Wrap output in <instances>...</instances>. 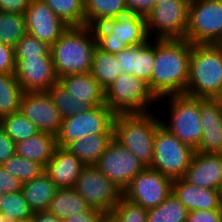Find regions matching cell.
<instances>
[{
  "label": "cell",
  "mask_w": 222,
  "mask_h": 222,
  "mask_svg": "<svg viewBox=\"0 0 222 222\" xmlns=\"http://www.w3.org/2000/svg\"><path fill=\"white\" fill-rule=\"evenodd\" d=\"M155 62L150 90L158 100L184 94L188 85L192 44L185 39H154Z\"/></svg>",
  "instance_id": "6da1fadb"
},
{
  "label": "cell",
  "mask_w": 222,
  "mask_h": 222,
  "mask_svg": "<svg viewBox=\"0 0 222 222\" xmlns=\"http://www.w3.org/2000/svg\"><path fill=\"white\" fill-rule=\"evenodd\" d=\"M95 47L96 38L91 27L70 26L51 46L57 77L89 73Z\"/></svg>",
  "instance_id": "7a4b0ae2"
},
{
  "label": "cell",
  "mask_w": 222,
  "mask_h": 222,
  "mask_svg": "<svg viewBox=\"0 0 222 222\" xmlns=\"http://www.w3.org/2000/svg\"><path fill=\"white\" fill-rule=\"evenodd\" d=\"M222 85V44H193L185 94L213 99Z\"/></svg>",
  "instance_id": "3957f363"
},
{
  "label": "cell",
  "mask_w": 222,
  "mask_h": 222,
  "mask_svg": "<svg viewBox=\"0 0 222 222\" xmlns=\"http://www.w3.org/2000/svg\"><path fill=\"white\" fill-rule=\"evenodd\" d=\"M161 119L150 112L115 115L114 139L126 147L145 166L153 161L154 137Z\"/></svg>",
  "instance_id": "277c9868"
},
{
  "label": "cell",
  "mask_w": 222,
  "mask_h": 222,
  "mask_svg": "<svg viewBox=\"0 0 222 222\" xmlns=\"http://www.w3.org/2000/svg\"><path fill=\"white\" fill-rule=\"evenodd\" d=\"M96 46L110 54H116L126 47L138 46L149 40L146 19L134 13L109 19L91 27Z\"/></svg>",
  "instance_id": "5b68a950"
},
{
  "label": "cell",
  "mask_w": 222,
  "mask_h": 222,
  "mask_svg": "<svg viewBox=\"0 0 222 222\" xmlns=\"http://www.w3.org/2000/svg\"><path fill=\"white\" fill-rule=\"evenodd\" d=\"M154 101V102H153ZM159 101L144 80L129 74L119 77L105 90V104L116 114L151 112L148 105Z\"/></svg>",
  "instance_id": "8992f818"
},
{
  "label": "cell",
  "mask_w": 222,
  "mask_h": 222,
  "mask_svg": "<svg viewBox=\"0 0 222 222\" xmlns=\"http://www.w3.org/2000/svg\"><path fill=\"white\" fill-rule=\"evenodd\" d=\"M194 152L191 146L183 143L160 124L155 132L153 161L149 168L171 179L182 178Z\"/></svg>",
  "instance_id": "52a82bcc"
},
{
  "label": "cell",
  "mask_w": 222,
  "mask_h": 222,
  "mask_svg": "<svg viewBox=\"0 0 222 222\" xmlns=\"http://www.w3.org/2000/svg\"><path fill=\"white\" fill-rule=\"evenodd\" d=\"M185 40L222 44V0H190Z\"/></svg>",
  "instance_id": "ba28073f"
},
{
  "label": "cell",
  "mask_w": 222,
  "mask_h": 222,
  "mask_svg": "<svg viewBox=\"0 0 222 222\" xmlns=\"http://www.w3.org/2000/svg\"><path fill=\"white\" fill-rule=\"evenodd\" d=\"M166 97H170L171 116L169 123L161 120V125L196 150L202 137L200 98L185 93Z\"/></svg>",
  "instance_id": "9c48e42d"
},
{
  "label": "cell",
  "mask_w": 222,
  "mask_h": 222,
  "mask_svg": "<svg viewBox=\"0 0 222 222\" xmlns=\"http://www.w3.org/2000/svg\"><path fill=\"white\" fill-rule=\"evenodd\" d=\"M115 113L106 105L94 106L62 119L61 128L56 136L57 146L66 148L71 142L97 133H114Z\"/></svg>",
  "instance_id": "30bf717a"
},
{
  "label": "cell",
  "mask_w": 222,
  "mask_h": 222,
  "mask_svg": "<svg viewBox=\"0 0 222 222\" xmlns=\"http://www.w3.org/2000/svg\"><path fill=\"white\" fill-rule=\"evenodd\" d=\"M189 3L190 0H170L155 4L145 18L149 37L157 31L155 39H185Z\"/></svg>",
  "instance_id": "8fae6325"
},
{
  "label": "cell",
  "mask_w": 222,
  "mask_h": 222,
  "mask_svg": "<svg viewBox=\"0 0 222 222\" xmlns=\"http://www.w3.org/2000/svg\"><path fill=\"white\" fill-rule=\"evenodd\" d=\"M89 205L103 214H111L123 192L111 182L95 165L82 169L74 187Z\"/></svg>",
  "instance_id": "7c38bea8"
},
{
  "label": "cell",
  "mask_w": 222,
  "mask_h": 222,
  "mask_svg": "<svg viewBox=\"0 0 222 222\" xmlns=\"http://www.w3.org/2000/svg\"><path fill=\"white\" fill-rule=\"evenodd\" d=\"M173 179L161 172L145 167L123 191L130 202L150 209L158 206L172 193Z\"/></svg>",
  "instance_id": "4fadbf2b"
},
{
  "label": "cell",
  "mask_w": 222,
  "mask_h": 222,
  "mask_svg": "<svg viewBox=\"0 0 222 222\" xmlns=\"http://www.w3.org/2000/svg\"><path fill=\"white\" fill-rule=\"evenodd\" d=\"M95 166L122 192L145 168L133 153L114 138Z\"/></svg>",
  "instance_id": "5bb4252c"
},
{
  "label": "cell",
  "mask_w": 222,
  "mask_h": 222,
  "mask_svg": "<svg viewBox=\"0 0 222 222\" xmlns=\"http://www.w3.org/2000/svg\"><path fill=\"white\" fill-rule=\"evenodd\" d=\"M26 33L52 46L70 27L42 0H31L24 13Z\"/></svg>",
  "instance_id": "9a60e30c"
},
{
  "label": "cell",
  "mask_w": 222,
  "mask_h": 222,
  "mask_svg": "<svg viewBox=\"0 0 222 222\" xmlns=\"http://www.w3.org/2000/svg\"><path fill=\"white\" fill-rule=\"evenodd\" d=\"M20 111L40 132L58 135L63 118L48 92H23Z\"/></svg>",
  "instance_id": "2e32d148"
},
{
  "label": "cell",
  "mask_w": 222,
  "mask_h": 222,
  "mask_svg": "<svg viewBox=\"0 0 222 222\" xmlns=\"http://www.w3.org/2000/svg\"><path fill=\"white\" fill-rule=\"evenodd\" d=\"M14 74L23 92H47L59 79L52 56L24 57L15 64Z\"/></svg>",
  "instance_id": "e0dca14e"
},
{
  "label": "cell",
  "mask_w": 222,
  "mask_h": 222,
  "mask_svg": "<svg viewBox=\"0 0 222 222\" xmlns=\"http://www.w3.org/2000/svg\"><path fill=\"white\" fill-rule=\"evenodd\" d=\"M182 178L198 187L222 190V154L195 151Z\"/></svg>",
  "instance_id": "ac0fdd59"
},
{
  "label": "cell",
  "mask_w": 222,
  "mask_h": 222,
  "mask_svg": "<svg viewBox=\"0 0 222 222\" xmlns=\"http://www.w3.org/2000/svg\"><path fill=\"white\" fill-rule=\"evenodd\" d=\"M200 117L202 137L195 151L222 154V105L214 99L200 98Z\"/></svg>",
  "instance_id": "d6986e66"
},
{
  "label": "cell",
  "mask_w": 222,
  "mask_h": 222,
  "mask_svg": "<svg viewBox=\"0 0 222 222\" xmlns=\"http://www.w3.org/2000/svg\"><path fill=\"white\" fill-rule=\"evenodd\" d=\"M85 165L67 148L57 146L45 172L58 188L75 187Z\"/></svg>",
  "instance_id": "ffe728a7"
},
{
  "label": "cell",
  "mask_w": 222,
  "mask_h": 222,
  "mask_svg": "<svg viewBox=\"0 0 222 222\" xmlns=\"http://www.w3.org/2000/svg\"><path fill=\"white\" fill-rule=\"evenodd\" d=\"M172 193L188 209L218 210L221 190L198 187L186 182L183 178L173 179Z\"/></svg>",
  "instance_id": "44dd1931"
},
{
  "label": "cell",
  "mask_w": 222,
  "mask_h": 222,
  "mask_svg": "<svg viewBox=\"0 0 222 222\" xmlns=\"http://www.w3.org/2000/svg\"><path fill=\"white\" fill-rule=\"evenodd\" d=\"M58 82L76 101L83 100L92 107L105 104V90L90 72L66 75L60 77Z\"/></svg>",
  "instance_id": "7402d4cb"
},
{
  "label": "cell",
  "mask_w": 222,
  "mask_h": 222,
  "mask_svg": "<svg viewBox=\"0 0 222 222\" xmlns=\"http://www.w3.org/2000/svg\"><path fill=\"white\" fill-rule=\"evenodd\" d=\"M57 147L56 136L39 132L26 140L15 143V154L41 164L44 168Z\"/></svg>",
  "instance_id": "603a6c76"
},
{
  "label": "cell",
  "mask_w": 222,
  "mask_h": 222,
  "mask_svg": "<svg viewBox=\"0 0 222 222\" xmlns=\"http://www.w3.org/2000/svg\"><path fill=\"white\" fill-rule=\"evenodd\" d=\"M59 188L43 171L36 178L23 183L21 192L32 212L47 211L49 204Z\"/></svg>",
  "instance_id": "cb8c5ba5"
},
{
  "label": "cell",
  "mask_w": 222,
  "mask_h": 222,
  "mask_svg": "<svg viewBox=\"0 0 222 222\" xmlns=\"http://www.w3.org/2000/svg\"><path fill=\"white\" fill-rule=\"evenodd\" d=\"M114 133H97L71 142L66 148L85 166L96 165L113 140Z\"/></svg>",
  "instance_id": "d4e9b609"
},
{
  "label": "cell",
  "mask_w": 222,
  "mask_h": 222,
  "mask_svg": "<svg viewBox=\"0 0 222 222\" xmlns=\"http://www.w3.org/2000/svg\"><path fill=\"white\" fill-rule=\"evenodd\" d=\"M89 208L85 199L77 193L74 187H71L59 188L47 211L56 215L59 219L65 220L78 213H83Z\"/></svg>",
  "instance_id": "484cf974"
},
{
  "label": "cell",
  "mask_w": 222,
  "mask_h": 222,
  "mask_svg": "<svg viewBox=\"0 0 222 222\" xmlns=\"http://www.w3.org/2000/svg\"><path fill=\"white\" fill-rule=\"evenodd\" d=\"M85 26L114 19L128 13L125 0H84Z\"/></svg>",
  "instance_id": "4316f807"
},
{
  "label": "cell",
  "mask_w": 222,
  "mask_h": 222,
  "mask_svg": "<svg viewBox=\"0 0 222 222\" xmlns=\"http://www.w3.org/2000/svg\"><path fill=\"white\" fill-rule=\"evenodd\" d=\"M91 75L106 90L119 77V65L115 54H110L99 49H94L92 57Z\"/></svg>",
  "instance_id": "83f0119b"
},
{
  "label": "cell",
  "mask_w": 222,
  "mask_h": 222,
  "mask_svg": "<svg viewBox=\"0 0 222 222\" xmlns=\"http://www.w3.org/2000/svg\"><path fill=\"white\" fill-rule=\"evenodd\" d=\"M188 209L171 193L158 206L147 209V222H186Z\"/></svg>",
  "instance_id": "f1b7e54d"
},
{
  "label": "cell",
  "mask_w": 222,
  "mask_h": 222,
  "mask_svg": "<svg viewBox=\"0 0 222 222\" xmlns=\"http://www.w3.org/2000/svg\"><path fill=\"white\" fill-rule=\"evenodd\" d=\"M22 94L15 74H0V119L20 111Z\"/></svg>",
  "instance_id": "f546056e"
},
{
  "label": "cell",
  "mask_w": 222,
  "mask_h": 222,
  "mask_svg": "<svg viewBox=\"0 0 222 222\" xmlns=\"http://www.w3.org/2000/svg\"><path fill=\"white\" fill-rule=\"evenodd\" d=\"M68 26H85L84 0H42Z\"/></svg>",
  "instance_id": "4dcf8cb0"
},
{
  "label": "cell",
  "mask_w": 222,
  "mask_h": 222,
  "mask_svg": "<svg viewBox=\"0 0 222 222\" xmlns=\"http://www.w3.org/2000/svg\"><path fill=\"white\" fill-rule=\"evenodd\" d=\"M47 92L62 118L86 112L92 108L83 100L76 101L59 82L55 83Z\"/></svg>",
  "instance_id": "1f68e13d"
},
{
  "label": "cell",
  "mask_w": 222,
  "mask_h": 222,
  "mask_svg": "<svg viewBox=\"0 0 222 222\" xmlns=\"http://www.w3.org/2000/svg\"><path fill=\"white\" fill-rule=\"evenodd\" d=\"M26 34L24 14L0 11V42L15 47Z\"/></svg>",
  "instance_id": "d6a6232c"
},
{
  "label": "cell",
  "mask_w": 222,
  "mask_h": 222,
  "mask_svg": "<svg viewBox=\"0 0 222 222\" xmlns=\"http://www.w3.org/2000/svg\"><path fill=\"white\" fill-rule=\"evenodd\" d=\"M0 126L15 143L21 140H26L40 132L38 128L21 113V111L1 118Z\"/></svg>",
  "instance_id": "836d02e7"
},
{
  "label": "cell",
  "mask_w": 222,
  "mask_h": 222,
  "mask_svg": "<svg viewBox=\"0 0 222 222\" xmlns=\"http://www.w3.org/2000/svg\"><path fill=\"white\" fill-rule=\"evenodd\" d=\"M2 166L22 183L36 178L45 170L41 164L17 154L10 157Z\"/></svg>",
  "instance_id": "e575fe53"
},
{
  "label": "cell",
  "mask_w": 222,
  "mask_h": 222,
  "mask_svg": "<svg viewBox=\"0 0 222 222\" xmlns=\"http://www.w3.org/2000/svg\"><path fill=\"white\" fill-rule=\"evenodd\" d=\"M0 213L12 222L31 219L33 216L22 192L6 193L1 203Z\"/></svg>",
  "instance_id": "d590c367"
},
{
  "label": "cell",
  "mask_w": 222,
  "mask_h": 222,
  "mask_svg": "<svg viewBox=\"0 0 222 222\" xmlns=\"http://www.w3.org/2000/svg\"><path fill=\"white\" fill-rule=\"evenodd\" d=\"M151 42L149 39L147 42L136 46L135 63V76L147 82L149 88L155 62V41L154 44Z\"/></svg>",
  "instance_id": "8d00e7d4"
},
{
  "label": "cell",
  "mask_w": 222,
  "mask_h": 222,
  "mask_svg": "<svg viewBox=\"0 0 222 222\" xmlns=\"http://www.w3.org/2000/svg\"><path fill=\"white\" fill-rule=\"evenodd\" d=\"M52 56L51 46L26 33L14 47L15 64L24 57Z\"/></svg>",
  "instance_id": "74e56055"
},
{
  "label": "cell",
  "mask_w": 222,
  "mask_h": 222,
  "mask_svg": "<svg viewBox=\"0 0 222 222\" xmlns=\"http://www.w3.org/2000/svg\"><path fill=\"white\" fill-rule=\"evenodd\" d=\"M119 222H147V209L124 198L114 206L111 213Z\"/></svg>",
  "instance_id": "f35d334b"
},
{
  "label": "cell",
  "mask_w": 222,
  "mask_h": 222,
  "mask_svg": "<svg viewBox=\"0 0 222 222\" xmlns=\"http://www.w3.org/2000/svg\"><path fill=\"white\" fill-rule=\"evenodd\" d=\"M115 60L119 65L120 74H129L135 76L136 46L126 47L115 54Z\"/></svg>",
  "instance_id": "ab89813d"
},
{
  "label": "cell",
  "mask_w": 222,
  "mask_h": 222,
  "mask_svg": "<svg viewBox=\"0 0 222 222\" xmlns=\"http://www.w3.org/2000/svg\"><path fill=\"white\" fill-rule=\"evenodd\" d=\"M23 183L11 173L6 171L0 165V192L1 193H14L21 192Z\"/></svg>",
  "instance_id": "60d3db41"
},
{
  "label": "cell",
  "mask_w": 222,
  "mask_h": 222,
  "mask_svg": "<svg viewBox=\"0 0 222 222\" xmlns=\"http://www.w3.org/2000/svg\"><path fill=\"white\" fill-rule=\"evenodd\" d=\"M14 48L0 42V74H14Z\"/></svg>",
  "instance_id": "b9f144b4"
},
{
  "label": "cell",
  "mask_w": 222,
  "mask_h": 222,
  "mask_svg": "<svg viewBox=\"0 0 222 222\" xmlns=\"http://www.w3.org/2000/svg\"><path fill=\"white\" fill-rule=\"evenodd\" d=\"M186 222H222L218 210H196L190 211Z\"/></svg>",
  "instance_id": "7bdbcfd3"
},
{
  "label": "cell",
  "mask_w": 222,
  "mask_h": 222,
  "mask_svg": "<svg viewBox=\"0 0 222 222\" xmlns=\"http://www.w3.org/2000/svg\"><path fill=\"white\" fill-rule=\"evenodd\" d=\"M15 154V142L5 133L0 126V165L5 163Z\"/></svg>",
  "instance_id": "ee69618b"
},
{
  "label": "cell",
  "mask_w": 222,
  "mask_h": 222,
  "mask_svg": "<svg viewBox=\"0 0 222 222\" xmlns=\"http://www.w3.org/2000/svg\"><path fill=\"white\" fill-rule=\"evenodd\" d=\"M128 13L145 17L153 8V0H125Z\"/></svg>",
  "instance_id": "f6af8a7d"
},
{
  "label": "cell",
  "mask_w": 222,
  "mask_h": 222,
  "mask_svg": "<svg viewBox=\"0 0 222 222\" xmlns=\"http://www.w3.org/2000/svg\"><path fill=\"white\" fill-rule=\"evenodd\" d=\"M31 0H0V11L24 14Z\"/></svg>",
  "instance_id": "bcb514c9"
},
{
  "label": "cell",
  "mask_w": 222,
  "mask_h": 222,
  "mask_svg": "<svg viewBox=\"0 0 222 222\" xmlns=\"http://www.w3.org/2000/svg\"><path fill=\"white\" fill-rule=\"evenodd\" d=\"M103 215L104 214L98 209L89 208L83 213H78L68 219L63 220V222H101Z\"/></svg>",
  "instance_id": "7dc6e473"
},
{
  "label": "cell",
  "mask_w": 222,
  "mask_h": 222,
  "mask_svg": "<svg viewBox=\"0 0 222 222\" xmlns=\"http://www.w3.org/2000/svg\"><path fill=\"white\" fill-rule=\"evenodd\" d=\"M32 222H63L62 219H59L56 215L48 211H37L33 213L31 217Z\"/></svg>",
  "instance_id": "c3c4849f"
},
{
  "label": "cell",
  "mask_w": 222,
  "mask_h": 222,
  "mask_svg": "<svg viewBox=\"0 0 222 222\" xmlns=\"http://www.w3.org/2000/svg\"><path fill=\"white\" fill-rule=\"evenodd\" d=\"M101 222H119L112 214H104Z\"/></svg>",
  "instance_id": "681fc988"
},
{
  "label": "cell",
  "mask_w": 222,
  "mask_h": 222,
  "mask_svg": "<svg viewBox=\"0 0 222 222\" xmlns=\"http://www.w3.org/2000/svg\"><path fill=\"white\" fill-rule=\"evenodd\" d=\"M213 99L222 105V85L220 87L219 92L216 94V96Z\"/></svg>",
  "instance_id": "f907efd6"
},
{
  "label": "cell",
  "mask_w": 222,
  "mask_h": 222,
  "mask_svg": "<svg viewBox=\"0 0 222 222\" xmlns=\"http://www.w3.org/2000/svg\"><path fill=\"white\" fill-rule=\"evenodd\" d=\"M218 211H219V214H220L221 217H222V190H221V193H220V196H219Z\"/></svg>",
  "instance_id": "816d5d0a"
},
{
  "label": "cell",
  "mask_w": 222,
  "mask_h": 222,
  "mask_svg": "<svg viewBox=\"0 0 222 222\" xmlns=\"http://www.w3.org/2000/svg\"><path fill=\"white\" fill-rule=\"evenodd\" d=\"M0 222H12L4 214L0 213Z\"/></svg>",
  "instance_id": "f5cc1de1"
},
{
  "label": "cell",
  "mask_w": 222,
  "mask_h": 222,
  "mask_svg": "<svg viewBox=\"0 0 222 222\" xmlns=\"http://www.w3.org/2000/svg\"><path fill=\"white\" fill-rule=\"evenodd\" d=\"M165 1H170V0H153V7H154L155 4H157V3H163V2H165Z\"/></svg>",
  "instance_id": "db71d44e"
},
{
  "label": "cell",
  "mask_w": 222,
  "mask_h": 222,
  "mask_svg": "<svg viewBox=\"0 0 222 222\" xmlns=\"http://www.w3.org/2000/svg\"><path fill=\"white\" fill-rule=\"evenodd\" d=\"M4 195H5L4 193L0 192V208H1V203H2Z\"/></svg>",
  "instance_id": "11a10c76"
},
{
  "label": "cell",
  "mask_w": 222,
  "mask_h": 222,
  "mask_svg": "<svg viewBox=\"0 0 222 222\" xmlns=\"http://www.w3.org/2000/svg\"><path fill=\"white\" fill-rule=\"evenodd\" d=\"M15 222H32L31 219H26V220H19V221H15Z\"/></svg>",
  "instance_id": "9f6ffc18"
}]
</instances>
